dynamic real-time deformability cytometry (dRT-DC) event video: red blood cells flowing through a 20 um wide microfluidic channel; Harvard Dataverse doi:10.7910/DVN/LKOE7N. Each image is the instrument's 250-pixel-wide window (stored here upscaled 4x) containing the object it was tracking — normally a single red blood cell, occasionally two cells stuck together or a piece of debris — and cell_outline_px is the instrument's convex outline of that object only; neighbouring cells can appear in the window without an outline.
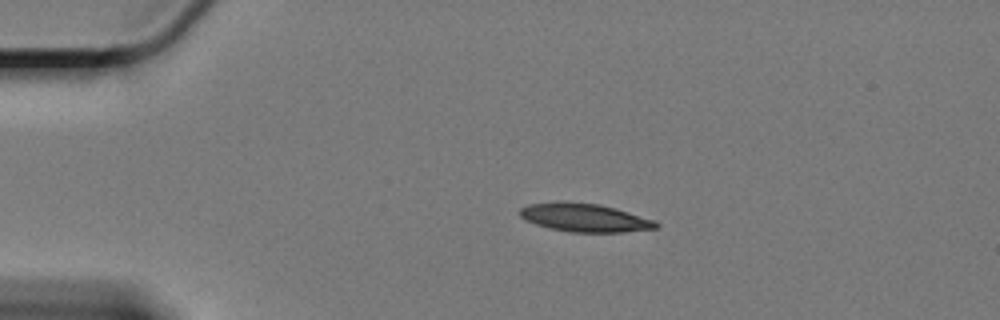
{"species": "Egyptian fruit bat (a non-hibernating species)", "species_latin": "Rousettus aegyptiacus", "temperature_condition": "cold", "stored_images_in_passage": 49, "camera_frame_rate_fps": 3000, "um_per_image_px": 0.085, "animal": {"sex": "female"}, "frame": {"image": 1, "passage_image": 1, "time_ms": 0.0, "image_size_px": [1000, 320], "cell_outline_px": [[660, 224], [656, 228], [624, 232], [568, 232], [548, 228], [524, 220], [520, 216], [520, 208], [528, 204], [556, 200], [564, 200], [596, 204], [616, 208], [656, 220]], "centroid_in_image_um": [49.66, 18.48], "position_along_channel_um": 35.3, "area_um2": 22.89}}
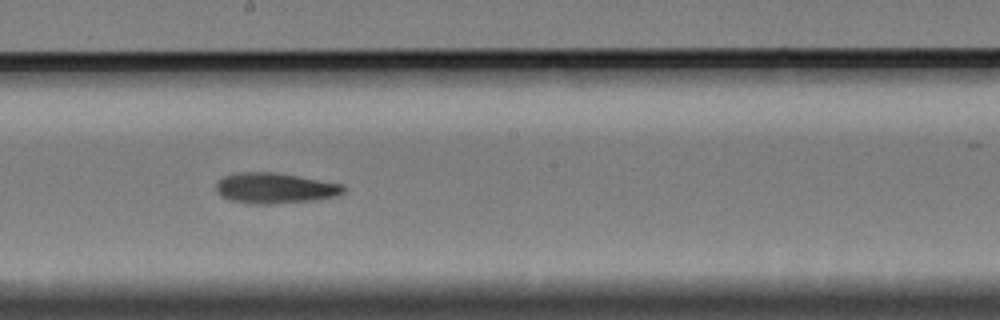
{"frame": {"image": 2, "passage_image": 22, "time_ms": 7.0, "image_size_px": [1000, 320], "cell_outline_px": [[344, 192], [336, 196], [316, 200], [272, 204], [248, 204], [228, 200], [220, 196], [216, 192], [216, 180], [224, 176], [236, 172], [276, 172], [344, 184]], "centroid_in_image_um": [23.32, 15.99], "position_along_channel_um": 224.9, "area_um2": 23.12}}
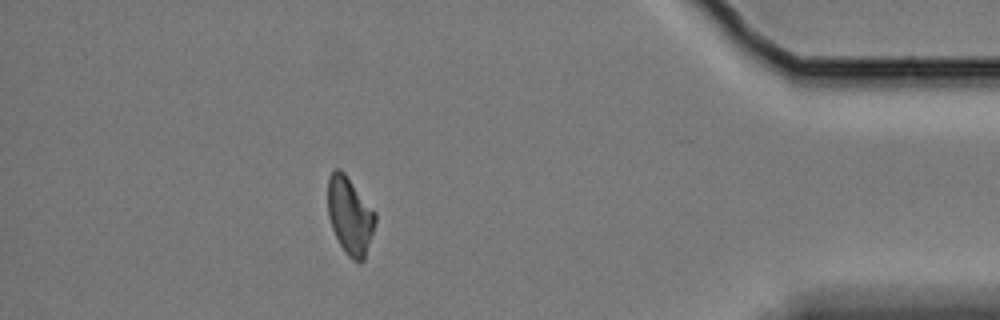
{"frame": {"image": 3, "passage_image": 42, "time_ms": 13.667, "image_size_px": [1000, 320], "cell_outline_px": [[376, 220], [364, 260], [352, 260], [344, 252], [332, 228], [328, 216], [328, 176], [332, 168], [340, 168], [344, 172], [376, 212]], "centroid_in_image_um": [29.73, 18.29], "position_along_channel_um": 405.5, "area_um2": 21.39}}